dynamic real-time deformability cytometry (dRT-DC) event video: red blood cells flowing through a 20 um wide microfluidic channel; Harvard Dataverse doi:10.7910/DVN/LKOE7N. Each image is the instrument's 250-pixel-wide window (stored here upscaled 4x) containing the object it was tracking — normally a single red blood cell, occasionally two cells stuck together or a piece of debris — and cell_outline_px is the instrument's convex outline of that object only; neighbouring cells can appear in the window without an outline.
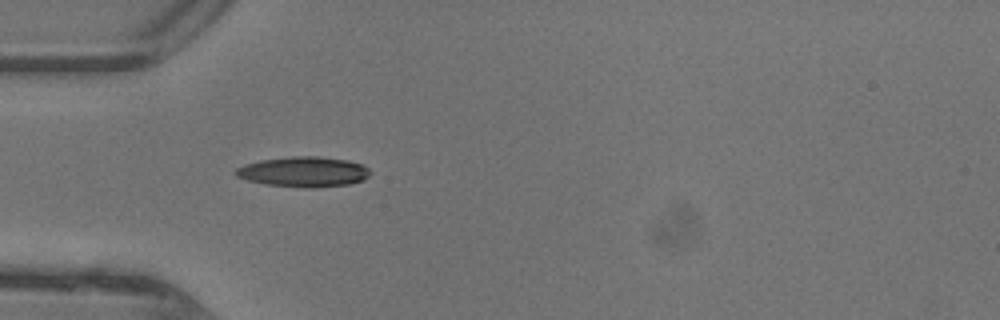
{"species": "common noctule bat (a hibernating species)", "species_latin": "Nyctalus noctula", "temperature_condition": "warm", "stored_images_in_passage": 33, "camera_frame_rate_fps": 3000, "um_per_image_px": 0.085, "animal": {"sex": "female"}, "frame": {"image": 1, "passage_image": 1, "time_ms": 0.0, "image_size_px": [1000, 320], "cell_outline_px": [[372, 172], [364, 180], [348, 184], [312, 188], [304, 188], [268, 184], [248, 180], [236, 176], [232, 172], [236, 168], [244, 164], [260, 160], [292, 156], [316, 156], [348, 160], [360, 164], [368, 168]], "centroid_in_image_um": [25.79, 14.6], "position_along_channel_um": 59.2, "area_um2": 23.7}}
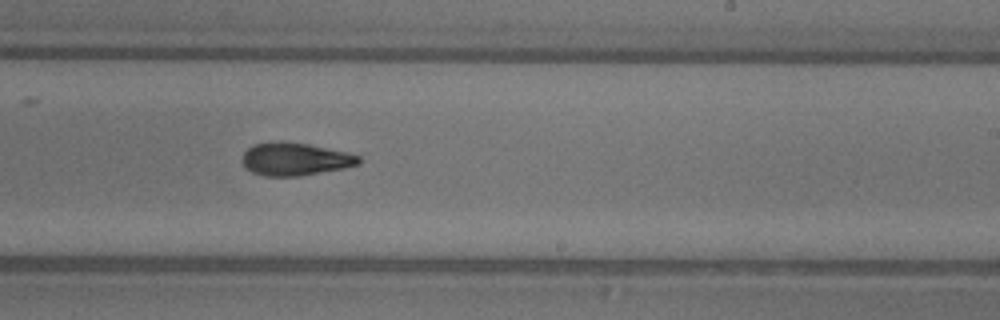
{"frame": {"image": 2, "passage_image": 15, "time_ms": 4.667, "image_size_px": [1000, 320], "cell_outline_px": [[360, 164], [344, 168], [300, 176], [264, 176], [252, 172], [244, 168], [244, 152], [252, 144], [268, 140], [284, 140], [308, 144], [348, 152], [360, 156]], "centroid_in_image_um": [25.06, 13.5], "position_along_channel_um": 263.9, "area_um2": 22.66}}
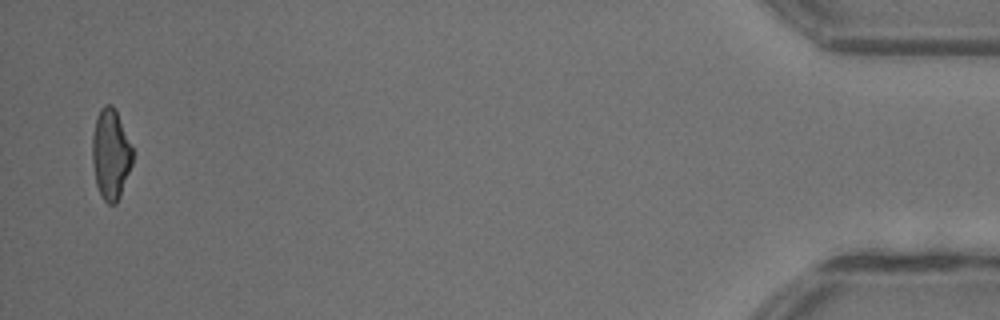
{"frame": {"image": 3, "passage_image": 32, "time_ms": 10.333, "image_size_px": [1000, 320], "cell_outline_px": [[132, 164], [120, 196], [116, 204], [108, 204], [100, 196], [96, 184], [92, 160], [92, 136], [96, 116], [100, 108], [104, 104], [112, 104], [116, 108], [132, 148]], "centroid_in_image_um": [9.39, 13.08], "position_along_channel_um": 425.8, "area_um2": 21.39}, "authors_computed_cell_mechanics": {"area_um2": 22.1952, "velocity_mm_per_s": 4.4615, "shape_relaxation_time_tau1_ms": 4.0043, "shape_relaxation_time_tau2_ms": 4.5495, "deformation_change_tau1": 0.1671, "deformation_change_tau2": 0.1332}}